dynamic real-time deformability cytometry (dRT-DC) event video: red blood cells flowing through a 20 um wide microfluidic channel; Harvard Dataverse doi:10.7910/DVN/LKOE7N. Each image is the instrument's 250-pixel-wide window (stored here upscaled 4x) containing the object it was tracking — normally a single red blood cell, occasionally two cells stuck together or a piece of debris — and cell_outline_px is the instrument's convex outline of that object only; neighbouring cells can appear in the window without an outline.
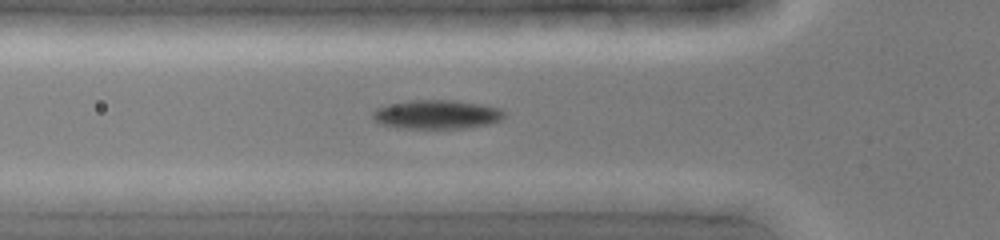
{"species": "common noctule bat (a hibernating species)", "species_latin": "Nyctalus noctula", "temperature_condition": "cold", "stored_images_in_passage": 43, "camera_frame_rate_fps": 3000, "um_per_image_px": 0.085, "animal": {"sex": "female", "body_mass_g": 19.0, "forearm_length_mm": 51.5}, "frame": {"image": 1, "passage_image": 14, "time_ms": 4.333, "image_size_px": [1000, 240], "cell_outline_px": [[504, 116], [500, 120], [488, 124], [468, 128], [400, 128], [380, 124], [372, 116], [372, 112], [376, 108], [388, 104], [412, 100], [456, 100], [484, 104], [500, 108], [504, 112]], "centroid_in_image_um": [37.13, 9.72], "position_along_channel_um": 88.7, "area_um2": 22.31}}
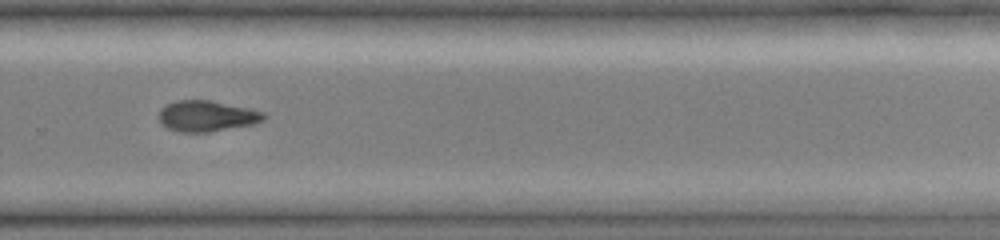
{"frame": {"image": 2, "passage_image": 29, "time_ms": 9.333, "image_size_px": [1000, 240], "cell_outline_px": [[268, 116], [264, 120], [252, 124], [208, 132], [180, 132], [168, 128], [160, 120], [160, 108], [176, 100], [208, 100], [248, 108], [264, 112]], "centroid_in_image_um": [17.6, 9.86], "position_along_channel_um": 312.2, "area_um2": 18.61}}
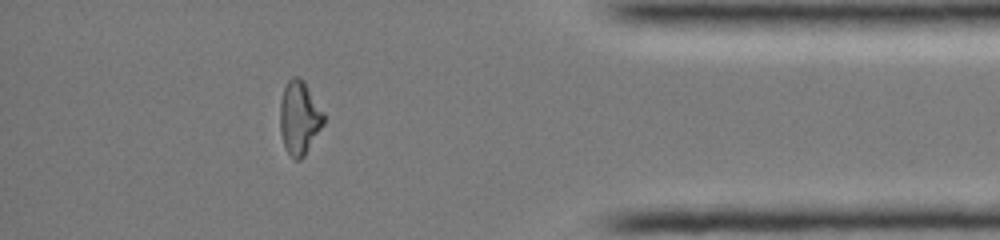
{"frame": {"image": 3, "passage_image": 37, "time_ms": 12.0, "image_size_px": [1000, 240], "cell_outline_px": [[324, 124], [304, 156], [300, 160], [296, 160], [284, 148], [280, 132], [280, 100], [284, 88], [288, 80], [292, 76], [300, 76], [304, 80], [324, 112]], "centroid_in_image_um": [25.44, 9.99], "position_along_channel_um": 409.8, "area_um2": 18.9}}